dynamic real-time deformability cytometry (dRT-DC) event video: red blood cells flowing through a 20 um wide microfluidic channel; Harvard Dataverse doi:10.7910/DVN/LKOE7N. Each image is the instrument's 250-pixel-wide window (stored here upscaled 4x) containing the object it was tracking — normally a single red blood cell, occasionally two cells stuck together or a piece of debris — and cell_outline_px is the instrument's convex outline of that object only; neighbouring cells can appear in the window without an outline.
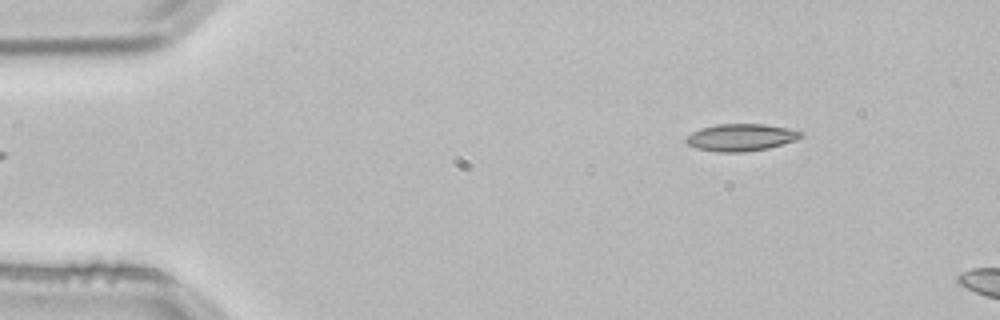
{"species": "common noctule bat (a hibernating species)", "species_latin": "Nyctalus noctula", "temperature_condition": "room temperature", "stored_images_in_passage": 3, "camera_frame_rate_fps": 3000, "um_per_image_px": 0.085, "animal": {"sex": "male", "body_mass_g": 21.5, "forearm_length_mm": 52.0}, "frame": {"image": 1, "passage_image": 1, "time_ms": 0.0, "image_size_px": [1000, 320], "cell_outline_px": [[804, 136], [796, 140], [768, 148], [744, 152], [716, 152], [696, 148], [688, 144], [684, 140], [684, 136], [700, 128], [716, 124], [764, 124], [788, 128], [804, 132]], "centroid_in_image_um": [62.96, 11.68], "position_along_channel_um": 22.0, "area_um2": 18.38}}